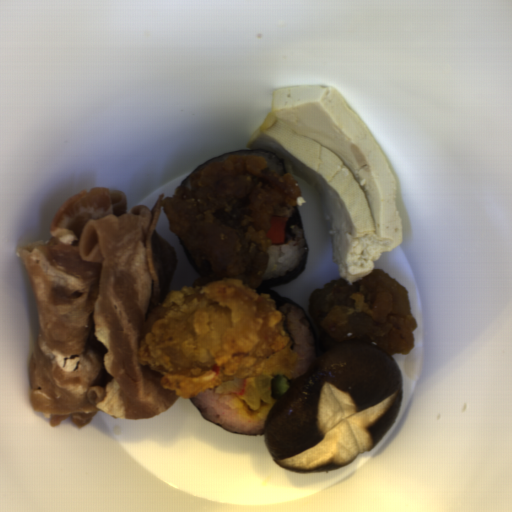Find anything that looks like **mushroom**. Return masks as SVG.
I'll use <instances>...</instances> for the list:
<instances>
[{"label":"mushroom","mask_w":512,"mask_h":512,"mask_svg":"<svg viewBox=\"0 0 512 512\" xmlns=\"http://www.w3.org/2000/svg\"><path fill=\"white\" fill-rule=\"evenodd\" d=\"M403 375L370 342L329 348L270 408L263 437L273 461L296 472L329 471L373 450L399 415Z\"/></svg>","instance_id":"mushroom-1"}]
</instances>
